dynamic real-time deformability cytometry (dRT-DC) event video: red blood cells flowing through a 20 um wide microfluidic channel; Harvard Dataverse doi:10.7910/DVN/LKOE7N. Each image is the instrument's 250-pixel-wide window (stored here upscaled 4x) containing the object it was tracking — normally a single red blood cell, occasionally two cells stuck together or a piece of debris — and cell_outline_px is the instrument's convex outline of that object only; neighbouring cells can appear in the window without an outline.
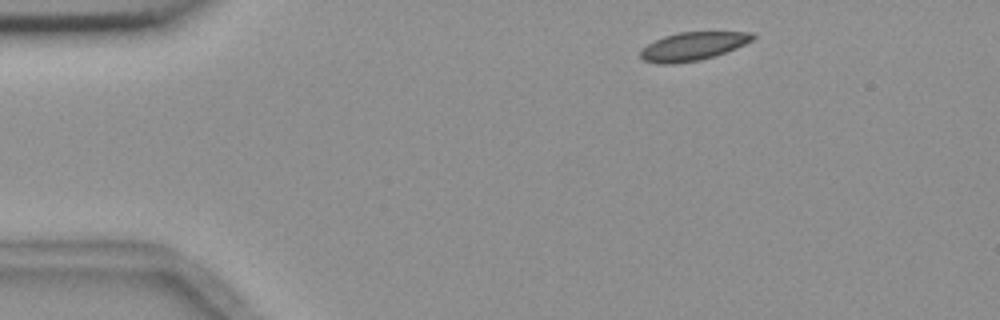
{"species": "common noctule bat (a hibernating species)", "species_latin": "Nyctalus noctula", "temperature_condition": "room temperature", "stored_images_in_passage": 3, "camera_frame_rate_fps": 3000, "um_per_image_px": 0.085, "animal": {"sex": "female", "body_mass_g": 18.4}, "frame": {"image": 1, "passage_image": 1, "time_ms": 0.0, "image_size_px": [1000, 320], "cell_outline_px": [[756, 36], [752, 40], [736, 48], [700, 60], [672, 64], [656, 64], [644, 60], [640, 56], [640, 48], [664, 36], [680, 32], [756, 32]], "centroid_in_image_um": [58.87, 3.93], "position_along_channel_um": 26.1, "area_um2": 18.44}}